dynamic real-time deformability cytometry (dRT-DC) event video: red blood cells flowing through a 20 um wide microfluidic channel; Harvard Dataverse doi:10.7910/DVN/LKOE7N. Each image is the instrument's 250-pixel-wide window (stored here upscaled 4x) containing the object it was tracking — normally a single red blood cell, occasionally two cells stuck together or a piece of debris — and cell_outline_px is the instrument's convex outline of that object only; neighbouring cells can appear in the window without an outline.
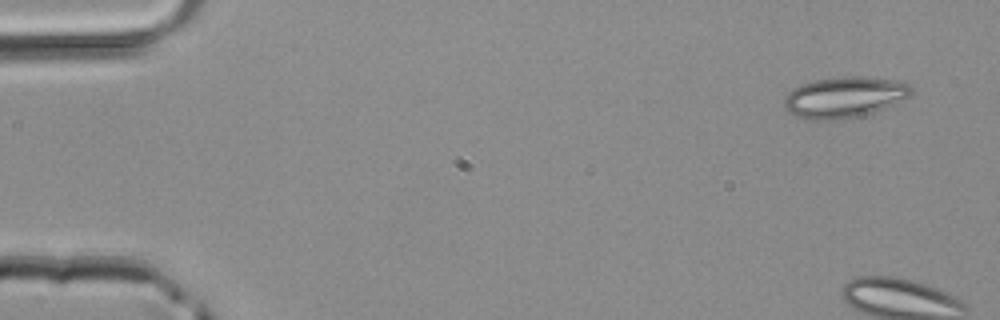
{"species": "common noctule bat (a hibernating species)", "species_latin": "Nyctalus noctula", "temperature_condition": "room temperature", "stored_images_in_passage": 4, "camera_frame_rate_fps": 3000, "um_per_image_px": 0.085, "animal": {"sex": "male", "body_mass_g": 20.4}, "frame": {"image": 1, "passage_image": 1, "time_ms": 0.0, "image_size_px": [1000, 320], "cell_outline_px": [[912, 92], [908, 96], [884, 108], [860, 116], [832, 120], [808, 120], [796, 116], [788, 112], [784, 108], [784, 96], [792, 88], [800, 84], [816, 80], [844, 76], [868, 76], [896, 80], [908, 84], [912, 88]], "centroid_in_image_um": [71.72, 8.25], "position_along_channel_um": 13.3, "area_um2": 30.4}}